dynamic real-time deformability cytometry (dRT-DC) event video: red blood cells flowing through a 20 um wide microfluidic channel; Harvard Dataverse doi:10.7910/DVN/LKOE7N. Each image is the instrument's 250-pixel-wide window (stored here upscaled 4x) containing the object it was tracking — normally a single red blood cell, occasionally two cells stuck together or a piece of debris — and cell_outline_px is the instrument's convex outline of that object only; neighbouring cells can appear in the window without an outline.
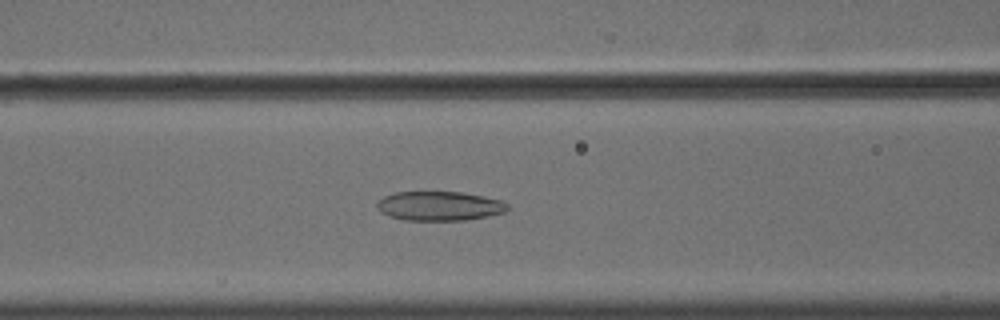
{"species": "common noctule bat (a hibernating species)", "species_latin": "Nyctalus noctula", "temperature_condition": "cold", "stored_images_in_passage": 51, "camera_frame_rate_fps": 3000, "um_per_image_px": 0.085, "animal": {"sex": "male", "body_mass_g": 18.8}, "frame": {"image": 1, "passage_image": 19, "time_ms": 6.0, "image_size_px": [1000, 320], "cell_outline_px": [[508, 208], [504, 212], [488, 216], [464, 220], [404, 220], [388, 216], [380, 212], [376, 208], [376, 204], [384, 196], [396, 192], [464, 192], [504, 200], [508, 204]], "centroid_in_image_um": [37.36, 17.5], "position_along_channel_um": 129.2, "area_um2": 22.43}}
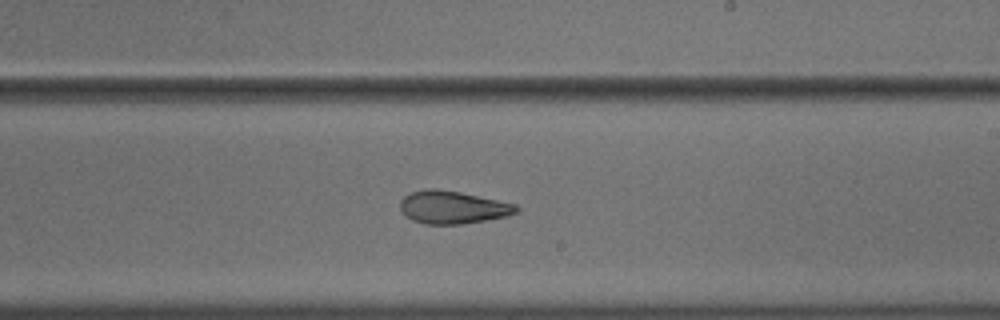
{"frame": {"image": 2, "passage_image": 29, "time_ms": 9.333, "image_size_px": [1000, 320], "cell_outline_px": [[520, 208], [516, 212], [504, 216], [484, 220], [460, 224], [424, 224], [412, 220], [400, 208], [400, 200], [404, 196], [412, 192], [424, 188], [432, 188], [460, 192], [516, 204]], "centroid_in_image_um": [38.45, 17.61], "position_along_channel_um": 250.5, "area_um2": 21.91}}
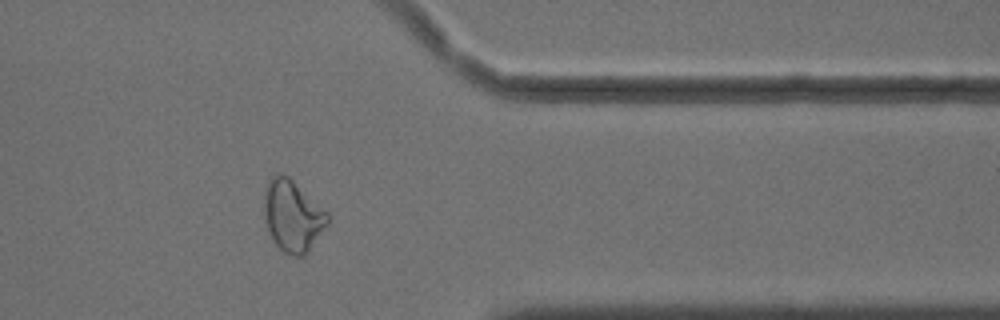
{"frame": {"image": 3, "passage_image": 41, "time_ms": 13.333, "image_size_px": [1000, 320], "cell_outline_px": [[328, 224], [308, 252], [304, 256], [296, 256], [284, 252], [272, 240], [264, 220], [264, 192], [272, 176], [276, 172], [280, 172], [288, 176], [328, 212]], "centroid_in_image_um": [24.86, 18.35], "position_along_channel_um": 386.5, "area_um2": 26.41}, "authors_computed_cell_mechanics": {"area_um2": 25.7788, "velocity_mm_per_s": 3.6318, "shape_relaxation_time_tau1_ms": null, "shape_relaxation_time_tau2_ms": 4.0656, "deformation_change_tau1": null, "deformation_change_tau2": 0.1164}}